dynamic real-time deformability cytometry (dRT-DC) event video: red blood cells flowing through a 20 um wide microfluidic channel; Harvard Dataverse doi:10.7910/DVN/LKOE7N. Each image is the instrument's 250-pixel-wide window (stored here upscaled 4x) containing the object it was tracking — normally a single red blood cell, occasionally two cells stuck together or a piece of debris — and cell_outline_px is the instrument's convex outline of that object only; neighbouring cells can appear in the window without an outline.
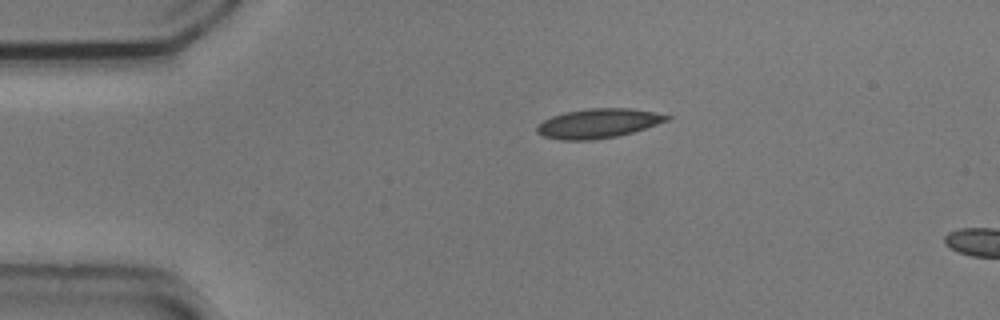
{"species": "common noctule bat (a hibernating species)", "species_latin": "Nyctalus noctula", "temperature_condition": "cold", "stored_images_in_passage": 2, "camera_frame_rate_fps": 3000, "um_per_image_px": 0.085, "animal": {"sex": "male", "body_mass_g": 20.5, "forearm_length_mm": 52.5}, "frame": {"image": 1, "passage_image": 1, "time_ms": 0.0, "image_size_px": [1000, 320], "cell_outline_px": [[672, 116], [668, 120], [632, 132], [616, 136], [592, 140], [560, 140], [544, 136], [536, 132], [536, 124], [552, 116], [564, 112], [588, 108], [628, 108], [652, 112]], "centroid_in_image_um": [50.78, 10.48], "position_along_channel_um": 34.2, "area_um2": 22.08}}